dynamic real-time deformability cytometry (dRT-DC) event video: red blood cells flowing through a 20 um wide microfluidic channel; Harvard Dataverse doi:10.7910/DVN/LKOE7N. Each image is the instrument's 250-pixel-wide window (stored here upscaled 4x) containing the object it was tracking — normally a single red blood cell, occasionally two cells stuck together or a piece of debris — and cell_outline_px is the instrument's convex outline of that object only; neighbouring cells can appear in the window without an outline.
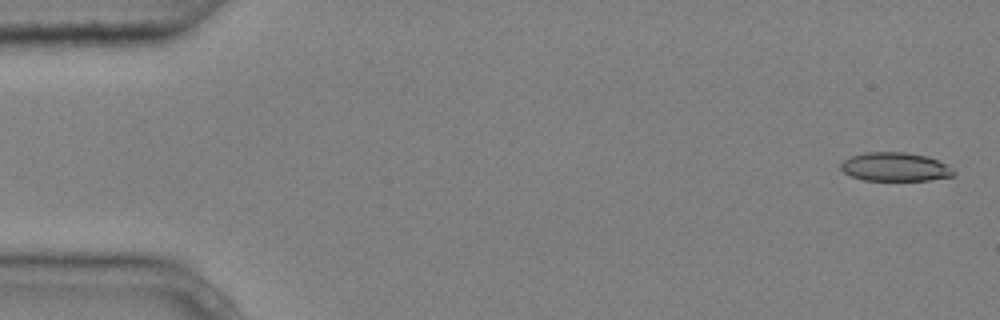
{"species": "common noctule bat (a hibernating species)", "species_latin": "Nyctalus noctula", "temperature_condition": "cold", "stored_images_in_passage": 4, "segment_of_instrument_passage": [2, 2], "camera_frame_rate_fps": 3000, "um_per_image_px": 0.085, "animal": {"sex": "male", "body_mass_g": 20.4}, "frame": {"image": 1, "passage_image": 4, "time_ms": 1.0, "image_size_px": [1000, 320], "cell_outline_px": [[956, 172], [952, 176], [928, 180], [864, 180], [852, 176], [844, 172], [840, 168], [840, 164], [844, 160], [852, 156], [864, 152], [904, 152], [924, 156], [936, 160], [952, 168]], "centroid_in_image_um": [76.05, 14.18], "position_along_channel_um": 8.9, "area_um2": 18.61}}